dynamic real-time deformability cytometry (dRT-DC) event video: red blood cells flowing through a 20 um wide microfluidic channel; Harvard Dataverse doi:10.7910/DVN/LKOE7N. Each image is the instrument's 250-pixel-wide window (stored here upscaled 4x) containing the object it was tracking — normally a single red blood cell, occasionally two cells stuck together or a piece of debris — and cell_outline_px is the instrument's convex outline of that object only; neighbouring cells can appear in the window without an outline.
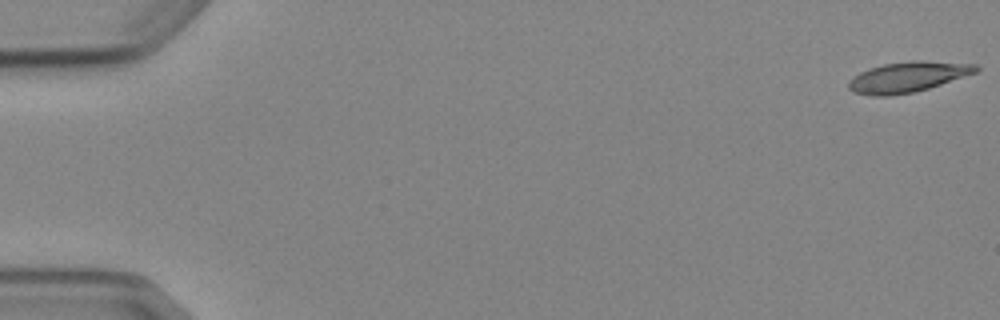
{"species": "Egyptian fruit bat (a non-hibernating species)", "species_latin": "Rousettus aegyptiacus", "temperature_condition": "cold", "stored_images_in_passage": 9, "camera_frame_rate_fps": 3000, "um_per_image_px": 0.085, "animal": {"sex": "female"}, "frame": {"image": 1, "passage_image": 1, "time_ms": 0.0, "image_size_px": [1000, 320], "cell_outline_px": [[980, 68], [976, 72], [928, 88], [912, 92], [888, 96], [868, 96], [852, 92], [848, 88], [848, 80], [852, 76], [868, 68], [884, 64], [912, 60], [924, 60], [976, 64]], "centroid_in_image_um": [77.1, 6.54], "position_along_channel_um": 7.9, "area_um2": 22.66}}
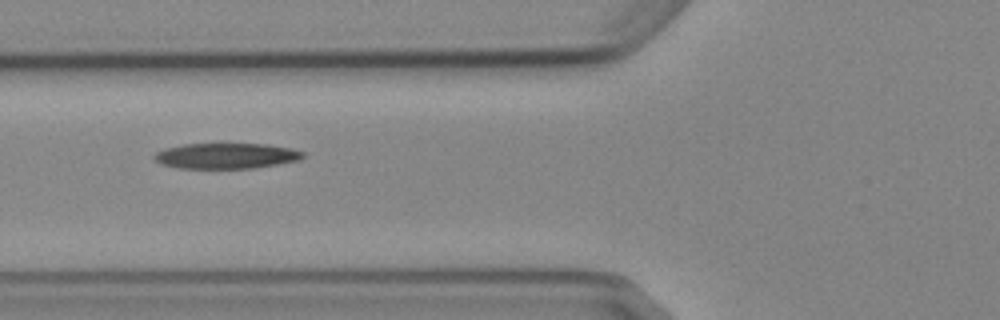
{"frame": {"image": 2, "passage_image": 6, "time_ms": 6.667, "image_size_px": [1000, 320], "cell_outline_px": [[304, 156], [300, 160], [252, 168], [180, 168], [160, 164], [152, 156], [156, 152], [164, 148], [184, 144], [268, 144], [292, 148], [304, 152]], "centroid_in_image_um": [19.22, 13.24], "position_along_channel_um": 106.6, "area_um2": 22.14}}